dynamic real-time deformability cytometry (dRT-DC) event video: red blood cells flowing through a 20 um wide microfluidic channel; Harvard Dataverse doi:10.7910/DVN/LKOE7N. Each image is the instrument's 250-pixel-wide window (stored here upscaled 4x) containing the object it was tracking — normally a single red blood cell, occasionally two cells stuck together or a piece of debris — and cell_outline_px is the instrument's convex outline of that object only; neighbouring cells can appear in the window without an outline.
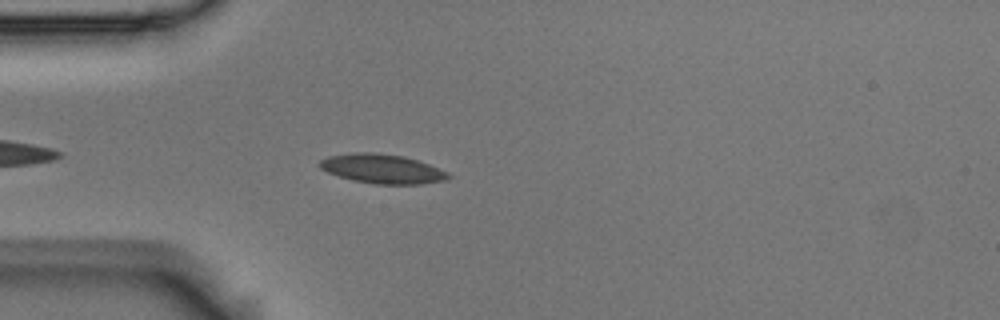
{"species": "Egyptian fruit bat (a non-hibernating species)", "species_latin": "Rousettus aegyptiacus", "temperature_condition": "room temperature", "stored_images_in_passage": 4, "camera_frame_rate_fps": 3000, "um_per_image_px": 0.085, "animal": {"sex": "male"}, "frame": {"image": 1, "passage_image": 4, "time_ms": 1.0, "image_size_px": [1000, 320], "cell_outline_px": [[452, 176], [448, 180], [424, 184], [372, 184], [352, 180], [328, 172], [320, 168], [320, 160], [328, 156], [352, 152], [376, 152], [404, 156], [428, 164], [448, 172]], "centroid_in_image_um": [32.51, 14.35], "position_along_channel_um": 52.5, "area_um2": 22.08}}